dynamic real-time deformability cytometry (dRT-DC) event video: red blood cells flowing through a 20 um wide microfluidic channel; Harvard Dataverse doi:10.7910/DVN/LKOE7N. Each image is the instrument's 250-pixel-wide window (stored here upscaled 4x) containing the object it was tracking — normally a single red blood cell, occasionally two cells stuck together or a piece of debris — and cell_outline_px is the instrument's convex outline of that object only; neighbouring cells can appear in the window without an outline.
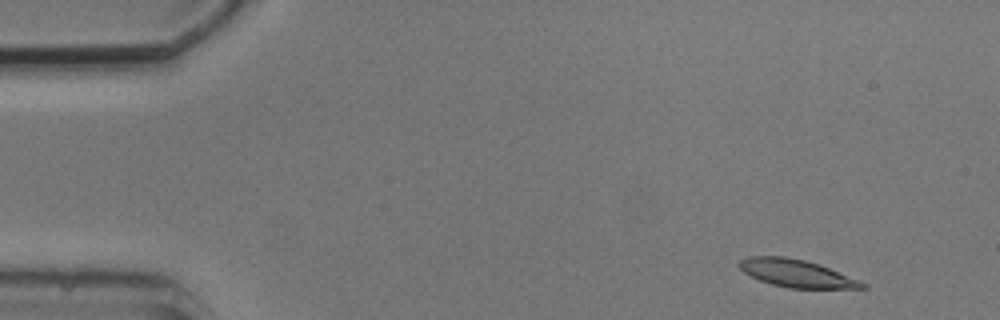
{"species": "common noctule bat (a hibernating species)", "species_latin": "Nyctalus noctula", "temperature_condition": "cold", "stored_images_in_passage": 4, "camera_frame_rate_fps": 3000, "um_per_image_px": 0.085, "animal": {"sex": "male", "body_mass_g": 20.5, "forearm_length_mm": 52.5}, "frame": {"image": 1, "passage_image": 1, "time_ms": 0.0, "image_size_px": [1000, 320], "cell_outline_px": [[868, 288], [788, 288], [772, 284], [760, 280], [744, 272], [736, 264], [740, 260], [748, 256], [784, 256], [804, 260], [828, 268], [860, 280], [868, 284]], "centroid_in_image_um": [67.69, 23.23], "position_along_channel_um": 17.3, "area_um2": 19.59}}
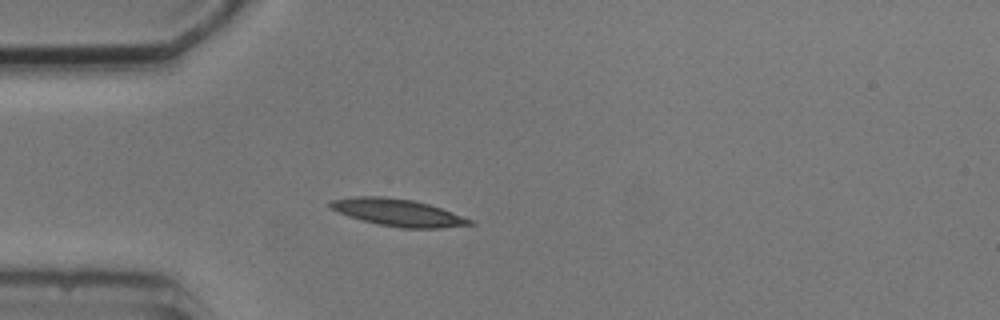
{"frame": {"image": 2, "passage_image": 3, "time_ms": 3.333, "image_size_px": [1000, 320], "cell_outline_px": [[476, 224], [440, 228], [400, 228], [380, 224], [348, 216], [332, 208], [328, 204], [328, 200], [356, 196], [380, 196], [412, 200], [428, 204], [476, 220]], "centroid_in_image_um": [33.87, 18.06], "position_along_channel_um": 51.1, "area_um2": 21.96}}